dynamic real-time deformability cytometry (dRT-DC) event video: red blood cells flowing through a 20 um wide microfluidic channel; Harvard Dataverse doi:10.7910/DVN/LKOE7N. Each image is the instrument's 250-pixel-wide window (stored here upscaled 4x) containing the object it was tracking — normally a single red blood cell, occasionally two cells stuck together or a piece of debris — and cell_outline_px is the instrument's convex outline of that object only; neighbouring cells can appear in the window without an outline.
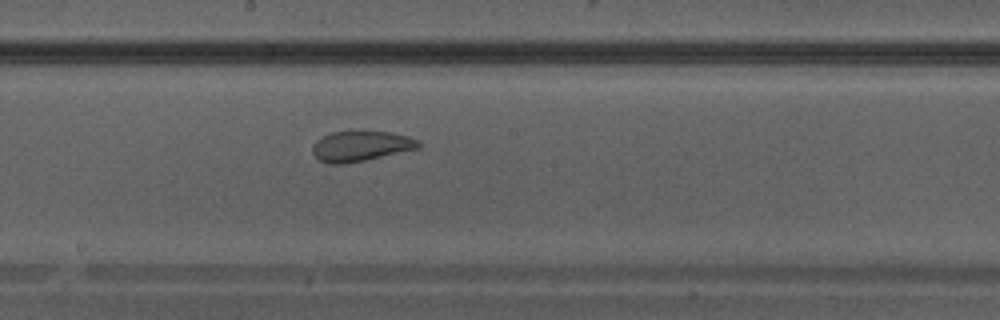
{"species": "Egyptian fruit bat (a non-hibernating species)", "species_latin": "Rousettus aegyptiacus", "temperature_condition": "warm", "stored_images_in_passage": 40, "camera_frame_rate_fps": 3000, "um_per_image_px": 0.085, "animal": {"sex": "male"}, "frame": {"image": 1, "passage_image": 23, "time_ms": 7.333, "image_size_px": [1000, 320], "cell_outline_px": [[424, 144], [420, 148], [364, 160], [344, 164], [328, 164], [320, 160], [312, 152], [312, 144], [316, 140], [332, 132], [392, 132], [408, 136], [420, 140]], "centroid_in_image_um": [30.71, 12.42], "position_along_channel_um": 217.5, "area_um2": 18.67}}